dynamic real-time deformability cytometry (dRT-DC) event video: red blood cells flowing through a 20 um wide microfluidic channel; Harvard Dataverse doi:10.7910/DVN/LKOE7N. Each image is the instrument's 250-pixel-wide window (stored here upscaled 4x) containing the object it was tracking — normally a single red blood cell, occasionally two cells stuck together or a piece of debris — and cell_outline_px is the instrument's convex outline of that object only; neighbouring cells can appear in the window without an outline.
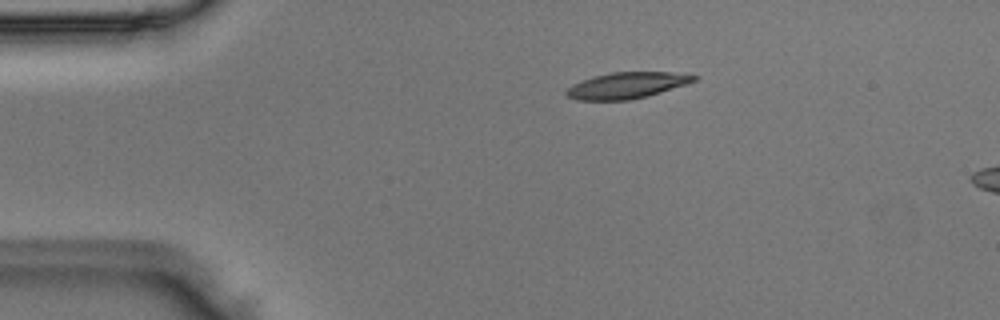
{"species": "Egyptian fruit bat (a non-hibernating species)", "species_latin": "Rousettus aegyptiacus", "temperature_condition": "room temperature", "stored_images_in_passage": 46, "camera_frame_rate_fps": 3000, "um_per_image_px": 0.085, "animal": {"sex": "male"}, "frame": {"image": 1, "passage_image": 6, "time_ms": 1.667, "image_size_px": [1000, 320], "cell_outline_px": [[700, 76], [696, 80], [688, 84], [660, 92], [628, 100], [576, 100], [568, 96], [564, 92], [572, 84], [580, 80], [592, 76], [612, 72], [672, 72]], "centroid_in_image_um": [53.26, 7.25], "position_along_channel_um": 31.7, "area_um2": 19.48}}
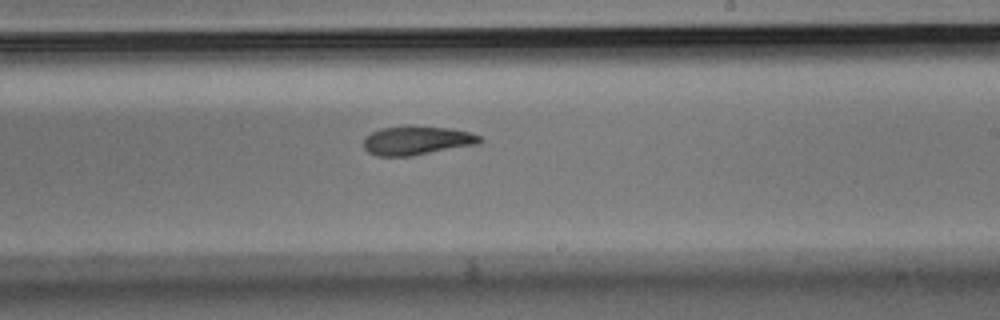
{"frame": {"image": 2, "passage_image": 26, "time_ms": 8.333, "image_size_px": [1000, 320], "cell_outline_px": [[484, 140], [480, 144], [412, 156], [376, 156], [368, 152], [364, 148], [364, 136], [380, 128], [404, 124], [408, 124], [448, 128], [468, 132], [480, 136]], "centroid_in_image_um": [35.42, 11.92], "position_along_channel_um": 253.6, "area_um2": 20.11}}
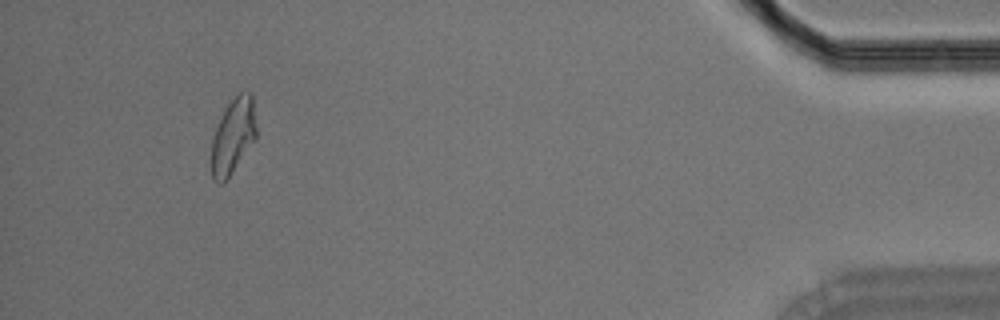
{"frame": {"image": 3, "passage_image": 43, "time_ms": 14.0, "image_size_px": [1000, 320], "cell_outline_px": [[256, 140], [224, 184], [220, 184], [212, 180], [212, 136], [224, 108], [240, 92], [252, 92], [256, 128]], "centroid_in_image_um": [19.81, 11.6], "position_along_channel_um": 415.4, "area_um2": 20.0}}